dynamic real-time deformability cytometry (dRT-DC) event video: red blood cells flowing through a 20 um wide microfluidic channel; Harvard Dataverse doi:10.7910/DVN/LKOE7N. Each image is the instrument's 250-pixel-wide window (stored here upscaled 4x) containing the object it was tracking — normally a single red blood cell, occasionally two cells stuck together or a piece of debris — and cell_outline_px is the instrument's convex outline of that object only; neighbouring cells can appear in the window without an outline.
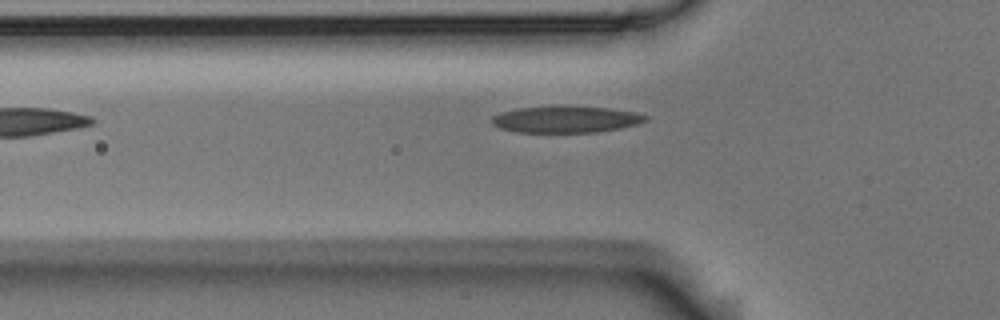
{"species": "Egyptian fruit bat (a non-hibernating species)", "species_latin": "Rousettus aegyptiacus", "temperature_condition": "room temperature", "stored_images_in_passage": 5, "camera_frame_rate_fps": 3000, "um_per_image_px": 0.085, "animal": {"sex": "male"}, "frame": {"image": 1, "passage_image": 4, "time_ms": 1.0, "image_size_px": [1000, 320], "cell_outline_px": [[648, 120], [636, 124], [620, 128], [596, 132], [516, 132], [500, 128], [492, 124], [492, 116], [500, 112], [516, 108], [552, 104], [568, 104], [608, 108], [636, 112], [648, 116]], "centroid_in_image_um": [48.07, 10.1], "position_along_channel_um": 77.7, "area_um2": 24.62}}
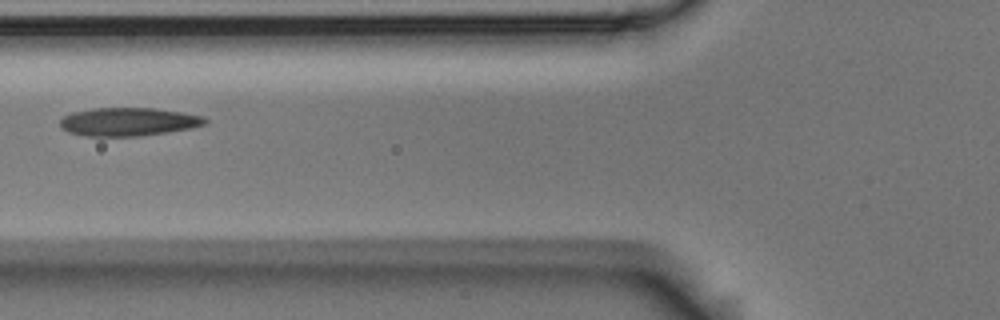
{"frame": {"image": 2, "passage_image": 5, "time_ms": 1.333, "image_size_px": [1000, 320], "cell_outline_px": [[208, 120], [204, 124], [192, 128], [140, 136], [84, 136], [68, 132], [60, 128], [60, 120], [64, 116], [72, 112], [92, 108], [156, 108], [204, 116]], "centroid_in_image_um": [10.88, 10.35], "position_along_channel_um": 114.9, "area_um2": 23.99}}